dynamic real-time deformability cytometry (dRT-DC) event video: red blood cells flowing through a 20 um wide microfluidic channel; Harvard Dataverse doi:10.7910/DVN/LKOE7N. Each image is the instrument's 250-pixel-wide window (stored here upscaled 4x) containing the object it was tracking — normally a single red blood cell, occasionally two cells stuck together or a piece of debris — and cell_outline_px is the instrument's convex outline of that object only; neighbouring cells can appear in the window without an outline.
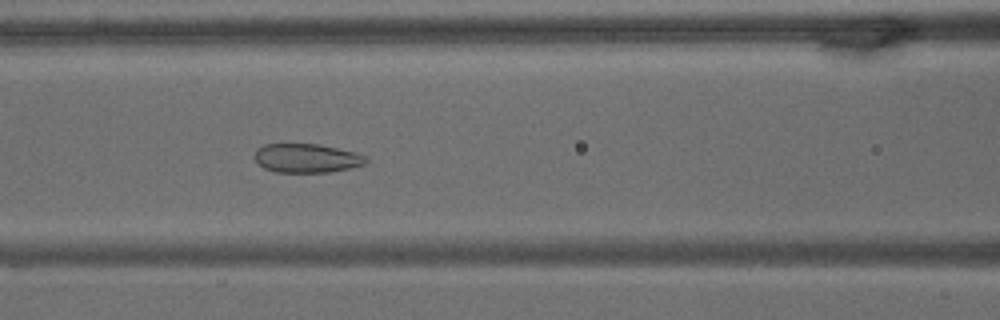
{"species": "common noctule bat (a hibernating species)", "species_latin": "Nyctalus noctula", "temperature_condition": "warm", "stored_images_in_passage": 66, "camera_frame_rate_fps": 3000, "um_per_image_px": 0.085, "animal": {"sex": "male", "body_mass_g": 15.6}, "frame": {"image": 1, "passage_image": 28, "time_ms": 9.0, "image_size_px": [1000, 320], "cell_outline_px": [[368, 160], [364, 164], [348, 168], [328, 172], [276, 172], [264, 168], [256, 164], [252, 156], [256, 148], [264, 144], [320, 144], [368, 156]], "centroid_in_image_um": [25.98, 13.44], "position_along_channel_um": 140.6, "area_um2": 18.9}}
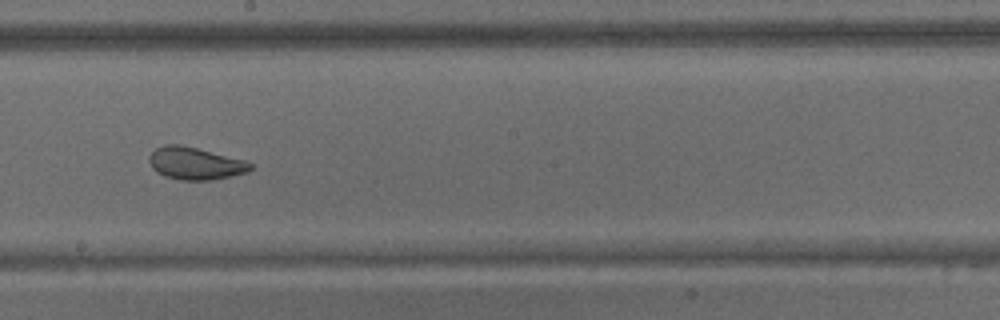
{"frame": {"image": 2, "passage_image": 37, "time_ms": 12.0, "image_size_px": [1000, 320], "cell_outline_px": [[252, 168], [248, 172], [232, 176], [212, 180], [180, 180], [164, 176], [156, 172], [152, 168], [148, 160], [148, 156], [156, 148], [164, 144], [180, 144], [248, 160], [252, 164]], "centroid_in_image_um": [16.6, 13.89], "position_along_channel_um": 231.6, "area_um2": 19.42}}
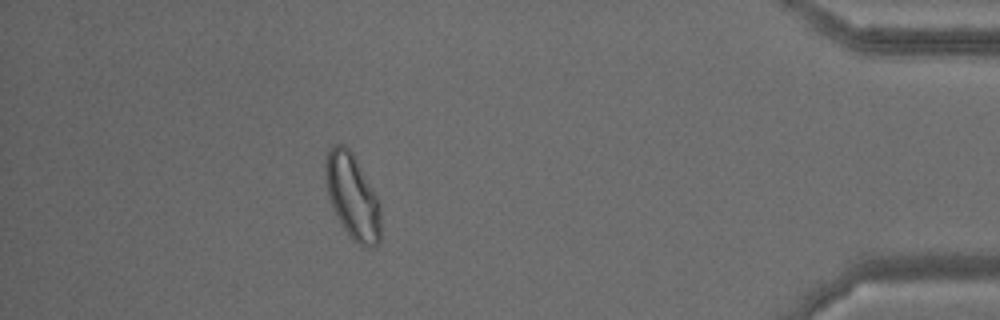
{"frame": {"image": 3, "passage_image": 59, "time_ms": 19.333, "image_size_px": [1000, 320], "cell_outline_px": [[380, 240], [372, 248], [364, 248], [352, 240], [344, 228], [332, 208], [324, 184], [324, 164], [328, 148], [332, 144], [344, 144], [352, 152], [372, 188], [380, 204]], "centroid_in_image_um": [29.92, 16.69], "position_along_channel_um": 405.3, "area_um2": 27.69}, "authors_computed_cell_mechanics": {"area_um2": 25.8077, "velocity_mm_per_s": 3.0392, "shape_relaxation_time_tau1_ms": null, "shape_relaxation_time_tau2_ms": 1.4178, "deformation_change_tau1": null, "deformation_change_tau2": 0.0725}}